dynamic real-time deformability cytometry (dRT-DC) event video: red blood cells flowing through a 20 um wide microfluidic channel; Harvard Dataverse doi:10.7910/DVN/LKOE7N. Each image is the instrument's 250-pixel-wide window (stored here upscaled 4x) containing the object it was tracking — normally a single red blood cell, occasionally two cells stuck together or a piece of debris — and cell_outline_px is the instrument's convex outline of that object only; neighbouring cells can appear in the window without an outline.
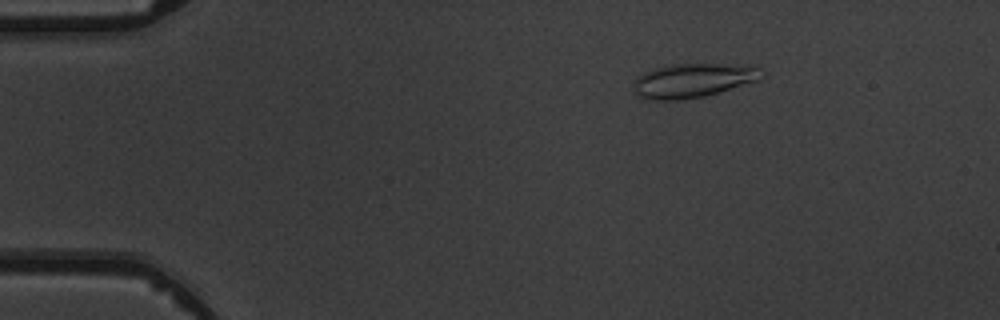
{"species": "common noctule bat (a hibernating species)", "species_latin": "Nyctalus noctula", "temperature_condition": "warm", "stored_images_in_passage": 4, "camera_frame_rate_fps": 3000, "um_per_image_px": 0.085, "animal": {"sex": "male", "body_mass_g": 19.5, "forearm_length_mm": 54.6}, "frame": {"image": 1, "passage_image": 2, "time_ms": 2.0, "image_size_px": [1000, 320], "cell_outline_px": [[764, 76], [760, 80], [704, 96], [676, 100], [644, 100], [636, 96], [636, 80], [644, 72], [668, 64], [756, 64], [764, 72]], "centroid_in_image_um": [58.99, 6.82], "position_along_channel_um": 26.0, "area_um2": 25.66}}